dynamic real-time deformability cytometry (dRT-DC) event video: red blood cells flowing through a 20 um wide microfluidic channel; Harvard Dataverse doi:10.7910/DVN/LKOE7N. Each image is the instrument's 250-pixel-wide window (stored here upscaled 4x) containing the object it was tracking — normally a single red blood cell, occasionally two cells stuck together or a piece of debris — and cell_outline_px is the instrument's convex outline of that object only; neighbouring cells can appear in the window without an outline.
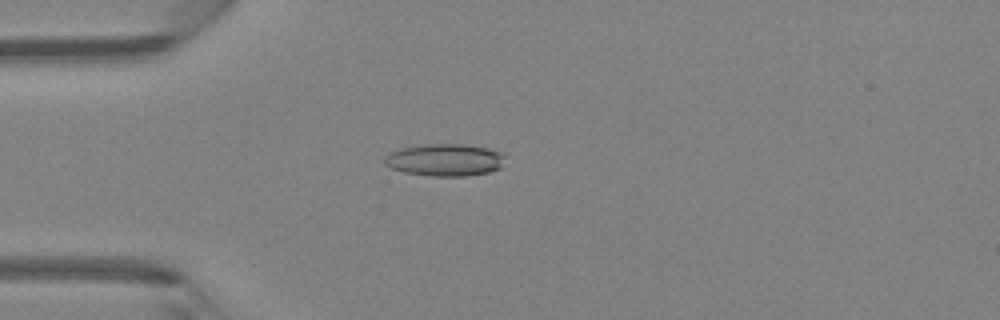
{"species": "Egyptian fruit bat (a non-hibernating species)", "species_latin": "Rousettus aegyptiacus", "temperature_condition": "room temperature", "stored_images_in_passage": 3, "camera_frame_rate_fps": 3000, "um_per_image_px": 0.085, "animal": {"sex": "female"}, "frame": {"image": 1, "passage_image": 3, "time_ms": 3.0, "image_size_px": [1000, 320], "cell_outline_px": [[504, 156], [500, 168], [488, 172], [468, 176], [432, 176], [404, 172], [392, 168], [384, 164], [384, 156], [388, 152], [400, 148], [424, 144], [468, 144], [488, 148], [504, 152]], "centroid_in_image_um": [37.8, 13.58], "position_along_channel_um": 47.2, "area_um2": 22.89}}